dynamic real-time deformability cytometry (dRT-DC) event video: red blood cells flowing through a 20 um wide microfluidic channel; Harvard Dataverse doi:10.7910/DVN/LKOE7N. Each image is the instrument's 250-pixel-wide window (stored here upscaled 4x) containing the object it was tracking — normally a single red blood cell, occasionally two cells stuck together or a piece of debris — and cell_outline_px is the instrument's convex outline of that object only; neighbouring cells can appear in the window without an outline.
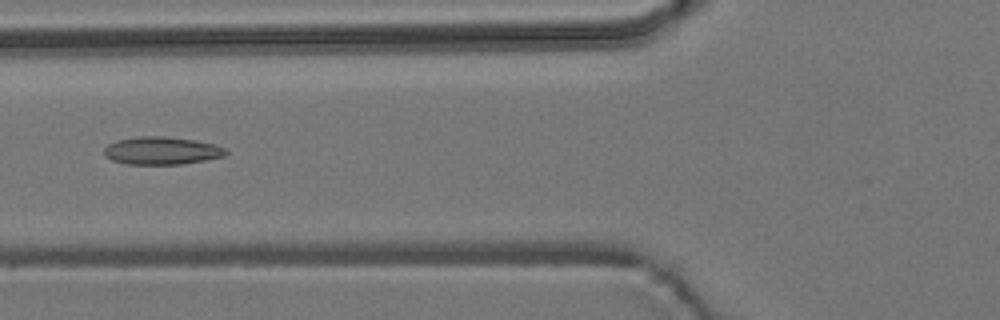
{"species": "common noctule bat (a hibernating species)", "species_latin": "Nyctalus noctula", "temperature_condition": "room temperature", "stored_images_in_passage": 6, "camera_frame_rate_fps": 3000, "um_per_image_px": 0.085, "animal": {"sex": "male", "body_mass_g": 19.2, "forearm_length_mm": 51.8}, "frame": {"image": 1, "passage_image": 6, "time_ms": 5.667, "image_size_px": [1000, 320], "cell_outline_px": [[228, 152], [224, 156], [204, 160], [180, 164], [128, 164], [112, 160], [104, 156], [104, 148], [108, 144], [116, 140], [140, 136], [164, 136], [196, 140], [212, 144], [224, 148]], "centroid_in_image_um": [13.7, 12.8], "position_along_channel_um": 112.1, "area_um2": 19.59}}